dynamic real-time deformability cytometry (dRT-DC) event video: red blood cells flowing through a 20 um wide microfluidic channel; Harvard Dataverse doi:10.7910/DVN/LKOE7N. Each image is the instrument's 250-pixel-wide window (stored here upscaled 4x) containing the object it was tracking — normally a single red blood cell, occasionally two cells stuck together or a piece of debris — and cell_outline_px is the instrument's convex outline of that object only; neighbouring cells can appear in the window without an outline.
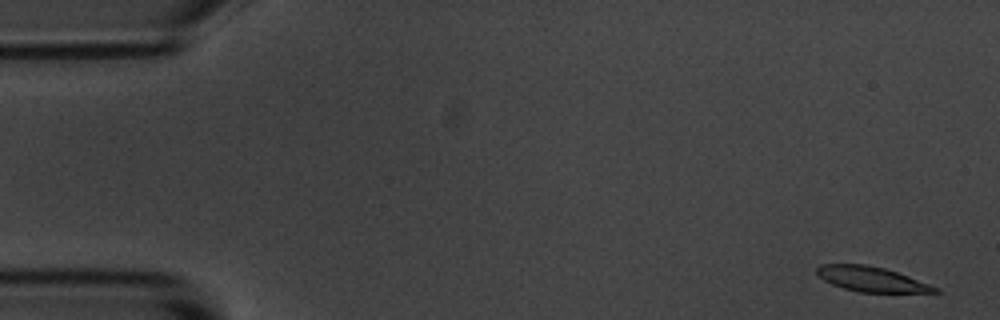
{"species": "common noctule bat (a hibernating species)", "species_latin": "Nyctalus noctula", "temperature_condition": "room temperature", "stored_images_in_passage": 5, "camera_frame_rate_fps": 3000, "um_per_image_px": 0.085, "animal": {"sex": "male", "body_mass_g": 20.1, "forearm_length_mm": 53.5}, "frame": {"image": 1, "passage_image": 1, "time_ms": 0.0, "image_size_px": [1000, 320], "cell_outline_px": [[940, 292], [860, 292], [844, 288], [832, 284], [824, 280], [816, 272], [816, 268], [820, 264], [868, 264], [884, 268], [908, 276], [940, 288]], "centroid_in_image_um": [74.07, 23.72], "position_along_channel_um": 10.9, "area_um2": 16.99}}
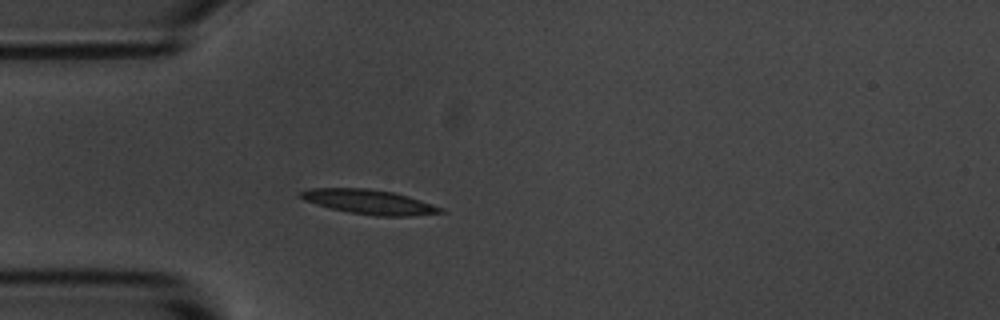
{"frame": {"image": 2, "passage_image": 5, "time_ms": 4.333, "image_size_px": [1000, 320], "cell_outline_px": [[444, 212], [412, 216], [376, 216], [348, 212], [316, 204], [304, 200], [300, 196], [300, 192], [308, 188], [368, 188], [392, 192], [408, 196], [444, 208]], "centroid_in_image_um": [31.39, 17.16], "position_along_channel_um": 53.6, "area_um2": 19.88}}